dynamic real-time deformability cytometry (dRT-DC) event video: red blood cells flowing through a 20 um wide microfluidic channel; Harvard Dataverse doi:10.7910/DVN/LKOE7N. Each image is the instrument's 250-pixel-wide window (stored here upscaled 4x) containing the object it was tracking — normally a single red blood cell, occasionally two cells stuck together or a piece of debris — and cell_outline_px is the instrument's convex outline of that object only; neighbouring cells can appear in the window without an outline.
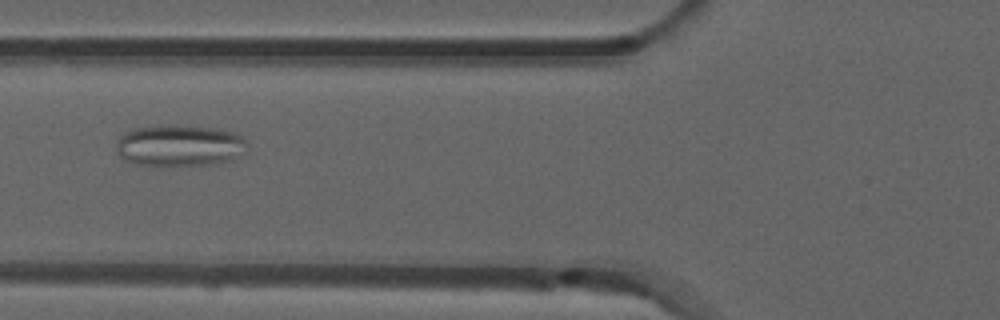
{"species": "common noctule bat (a hibernating species)", "species_latin": "Nyctalus noctula", "temperature_condition": "room temperature", "stored_images_in_passage": 2, "camera_frame_rate_fps": 3000, "um_per_image_px": 0.085, "animal": {"sex": "male", "forearm_length_mm": 52.5}, "frame": {"image": 1, "passage_image": 2, "time_ms": 0.333, "image_size_px": [1000, 320], "cell_outline_px": [[248, 144], [244, 152], [232, 160], [220, 164], [136, 164], [124, 160], [116, 152], [116, 140], [124, 132], [132, 128], [168, 124], [176, 124], [212, 128], [236, 132], [248, 140]], "centroid_in_image_um": [15.27, 12.34], "position_along_channel_um": 110.5, "area_um2": 32.02}}